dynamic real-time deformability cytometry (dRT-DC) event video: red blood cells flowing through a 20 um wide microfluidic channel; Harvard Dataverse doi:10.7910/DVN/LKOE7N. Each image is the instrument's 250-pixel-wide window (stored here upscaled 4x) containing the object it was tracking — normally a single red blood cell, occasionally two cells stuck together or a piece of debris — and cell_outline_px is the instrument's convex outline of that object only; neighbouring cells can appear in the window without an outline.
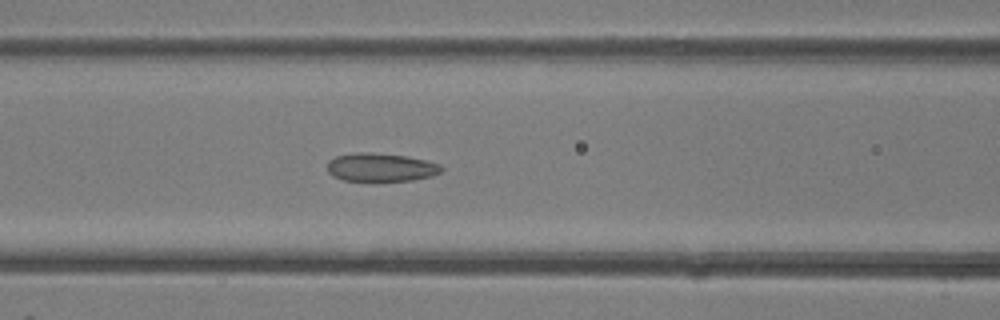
{"species": "common noctule bat (a hibernating species)", "species_latin": "Nyctalus noctula", "temperature_condition": "room temperature", "stored_images_in_passage": 36, "camera_frame_rate_fps": 3000, "um_per_image_px": 0.085, "animal": {"sex": "female"}, "frame": {"image": 1, "passage_image": 13, "time_ms": 4.0, "image_size_px": [1000, 320], "cell_outline_px": [[444, 168], [440, 172], [432, 176], [412, 180], [372, 184], [344, 180], [332, 176], [328, 172], [328, 160], [336, 156], [360, 152], [368, 152], [408, 156], [440, 164]], "centroid_in_image_um": [32.35, 14.27], "position_along_channel_um": 134.2, "area_um2": 19.65}}
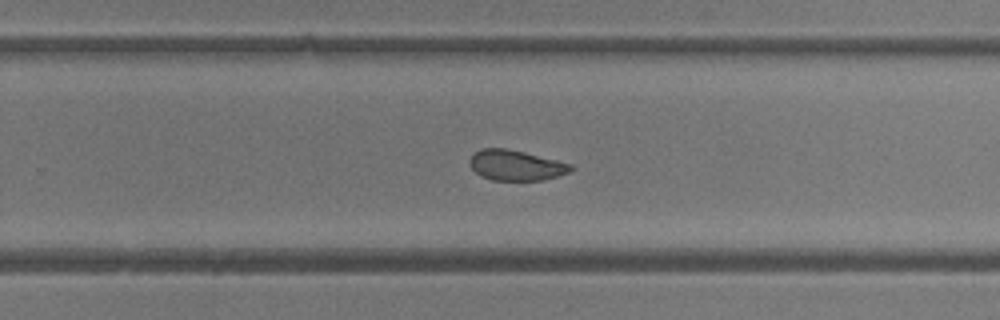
{"frame": {"image": 2, "passage_image": 22, "time_ms": 7.0, "image_size_px": [1000, 320], "cell_outline_px": [[576, 168], [568, 172], [556, 176], [540, 180], [492, 180], [480, 176], [472, 168], [468, 160], [480, 148], [504, 148], [524, 152], [572, 164]], "centroid_in_image_um": [43.84, 14.05], "position_along_channel_um": 286.0, "area_um2": 17.74}}
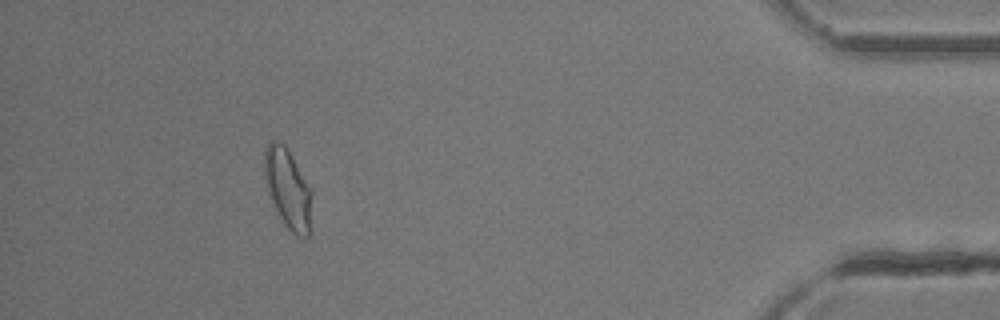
{"frame": {"image": 3, "passage_image": 33, "time_ms": 10.667, "image_size_px": [1000, 320], "cell_outline_px": [[312, 192], [308, 236], [300, 236], [292, 232], [284, 224], [268, 192], [264, 180], [264, 152], [268, 140], [272, 140], [284, 144], [288, 148], [312, 188]], "centroid_in_image_um": [24.46, 15.95], "position_along_channel_um": 410.7, "area_um2": 22.02}}